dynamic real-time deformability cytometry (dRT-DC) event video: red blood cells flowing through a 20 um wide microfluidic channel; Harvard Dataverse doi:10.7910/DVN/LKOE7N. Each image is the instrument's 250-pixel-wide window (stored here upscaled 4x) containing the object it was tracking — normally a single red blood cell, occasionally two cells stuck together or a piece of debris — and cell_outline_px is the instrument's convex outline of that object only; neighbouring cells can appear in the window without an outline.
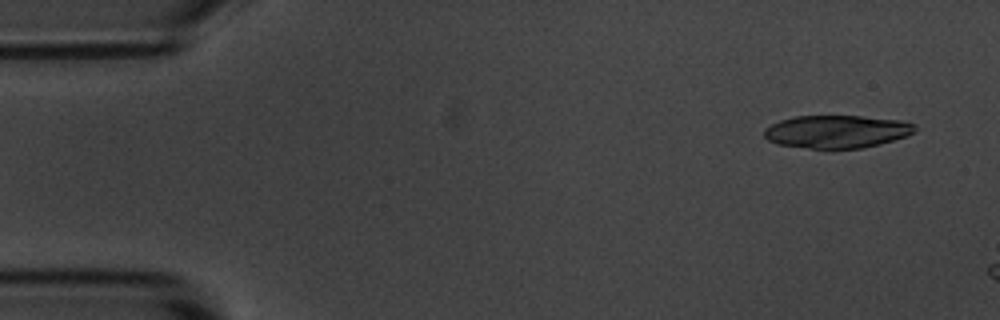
{"species": "common noctule bat (a hibernating species)", "species_latin": "Nyctalus noctula", "temperature_condition": "room temperature", "stored_images_in_passage": 7, "camera_frame_rate_fps": 3000, "um_per_image_px": 0.085, "animal": {"sex": "male", "body_mass_g": 20.1, "forearm_length_mm": 53.5}, "frame": {"image": 1, "passage_image": 1, "time_ms": 0.0, "image_size_px": [1000, 320], "cell_outline_px": [[916, 132], [908, 136], [880, 144], [864, 148], [808, 148], [776, 144], [768, 140], [764, 136], [764, 128], [780, 120], [796, 116], [860, 116], [900, 120], [916, 124]], "centroid_in_image_um": [71.15, 11.18], "position_along_channel_um": 13.9, "area_um2": 28.96}}